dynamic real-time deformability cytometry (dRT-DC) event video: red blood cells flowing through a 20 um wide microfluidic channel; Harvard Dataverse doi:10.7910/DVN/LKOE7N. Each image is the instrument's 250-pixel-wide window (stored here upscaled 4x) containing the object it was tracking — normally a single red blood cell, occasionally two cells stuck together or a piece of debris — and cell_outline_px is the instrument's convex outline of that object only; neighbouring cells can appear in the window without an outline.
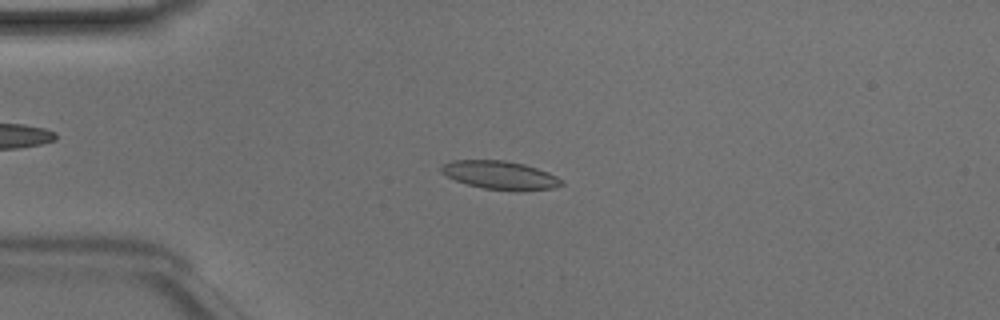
{"species": "Egyptian fruit bat (a non-hibernating species)", "species_latin": "Rousettus aegyptiacus", "temperature_condition": "room temperature", "stored_images_in_passage": 49, "camera_frame_rate_fps": 3000, "um_per_image_px": 0.085, "animal": {"sex": "male"}, "frame": {"image": 1, "passage_image": 12, "time_ms": 3.667, "image_size_px": [1000, 320], "cell_outline_px": [[564, 184], [552, 188], [484, 188], [468, 184], [456, 180], [440, 172], [440, 168], [444, 164], [452, 160], [504, 160], [524, 164], [548, 172], [564, 180]], "centroid_in_image_um": [42.47, 14.83], "position_along_channel_um": 42.5, "area_um2": 18.96}}
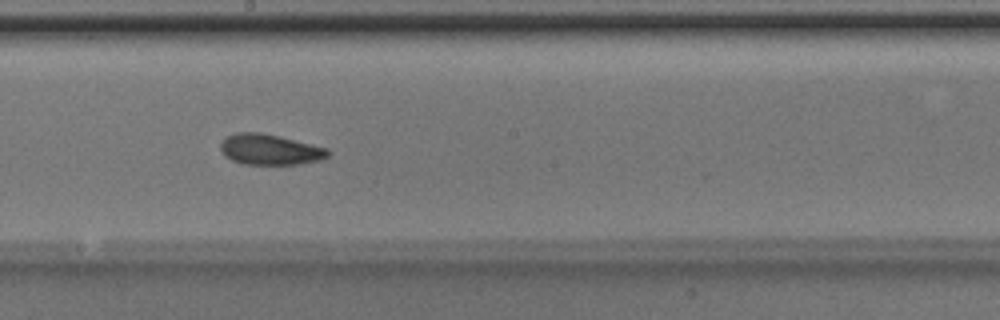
{"frame": {"image": 2, "passage_image": 27, "time_ms": 8.667, "image_size_px": [1000, 320], "cell_outline_px": [[332, 152], [328, 156], [320, 160], [300, 164], [244, 164], [232, 160], [224, 156], [220, 148], [220, 144], [228, 136], [236, 132], [260, 132], [280, 136], [328, 148]], "centroid_in_image_um": [22.96, 12.71], "position_along_channel_um": 225.2, "area_um2": 19.25}}
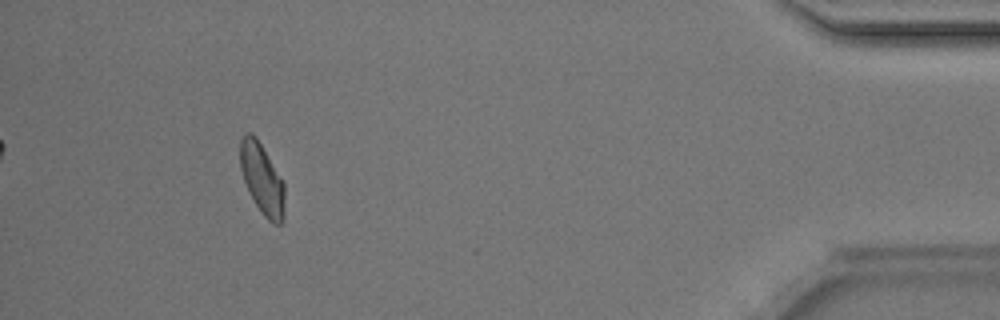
{"frame": {"image": 3, "passage_image": 45, "time_ms": 14.667, "image_size_px": [1000, 320], "cell_outline_px": [[284, 216], [280, 224], [272, 224], [264, 216], [256, 204], [244, 180], [240, 168], [240, 140], [244, 132], [252, 132], [256, 136], [284, 180]], "centroid_in_image_um": [22.28, 15.16], "position_along_channel_um": 412.9, "area_um2": 18.44}, "authors_computed_cell_mechanics": {"area_um2": 18.9584, "velocity_mm_per_s": 4.1479, "shape_relaxation_time_tau1_ms": 4.6909, "shape_relaxation_time_tau2_ms": 2.7935, "deformation_change_tau1": 0.1408, "deformation_change_tau2": 0.096}}